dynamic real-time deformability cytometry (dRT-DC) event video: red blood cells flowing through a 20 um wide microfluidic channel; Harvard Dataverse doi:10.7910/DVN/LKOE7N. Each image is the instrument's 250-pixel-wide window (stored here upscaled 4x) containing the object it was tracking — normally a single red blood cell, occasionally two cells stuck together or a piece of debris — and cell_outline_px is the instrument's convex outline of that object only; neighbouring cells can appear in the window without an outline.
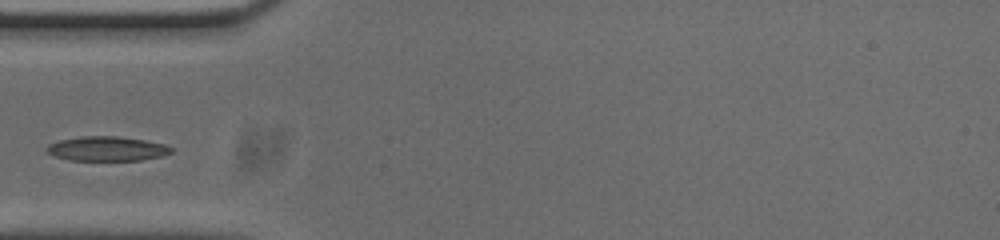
{"species": "common noctule bat (a hibernating species)", "species_latin": "Nyctalus noctula", "temperature_condition": "cold", "stored_images_in_passage": 38, "camera_frame_rate_fps": 3000, "um_per_image_px": 0.085, "animal": {"sex": "male", "body_mass_g": 20.0, "forearm_length_mm": 53.3}, "frame": {"image": 1, "passage_image": 1, "time_ms": 0.0, "image_size_px": [1000, 240], "cell_outline_px": [[172, 152], [164, 156], [140, 160], [68, 160], [56, 156], [48, 152], [44, 148], [48, 144], [60, 140], [80, 136], [116, 136], [144, 140], [164, 144], [172, 148]], "centroid_in_image_um": [9.08, 12.64], "position_along_channel_um": 75.9, "area_um2": 17.74}}
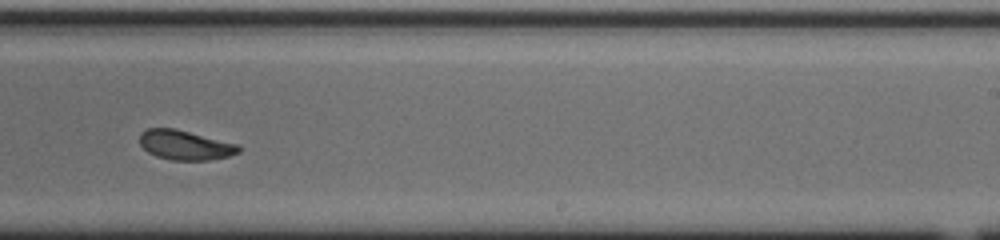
{"frame": {"image": 2, "passage_image": 17, "time_ms": 5.333, "image_size_px": [1000, 240], "cell_outline_px": [[240, 152], [228, 156], [208, 160], [172, 160], [156, 156], [148, 152], [140, 144], [140, 132], [148, 128], [176, 128], [240, 144]], "centroid_in_image_um": [15.75, 12.32], "position_along_channel_um": 273.2, "area_um2": 17.22}}
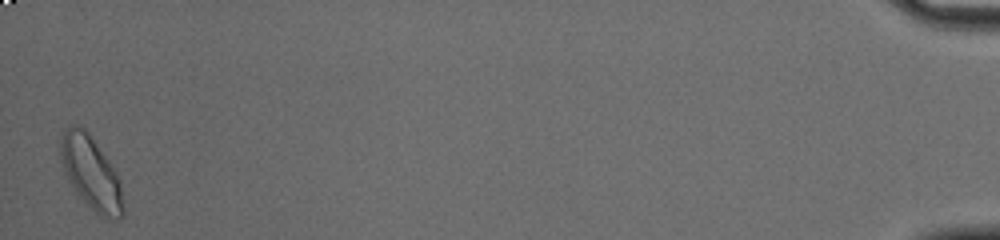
{"frame": {"image": 3, "passage_image": 38, "time_ms": 12.333, "image_size_px": [1000, 240], "cell_outline_px": [[124, 216], [120, 220], [108, 220], [100, 216], [80, 196], [68, 180], [60, 160], [60, 140], [64, 128], [68, 124], [76, 124], [84, 128], [88, 132], [108, 160], [116, 172], [120, 180], [124, 208]], "centroid_in_image_um": [7.75, 14.69], "position_along_channel_um": 427.5, "area_um2": 26.76}}